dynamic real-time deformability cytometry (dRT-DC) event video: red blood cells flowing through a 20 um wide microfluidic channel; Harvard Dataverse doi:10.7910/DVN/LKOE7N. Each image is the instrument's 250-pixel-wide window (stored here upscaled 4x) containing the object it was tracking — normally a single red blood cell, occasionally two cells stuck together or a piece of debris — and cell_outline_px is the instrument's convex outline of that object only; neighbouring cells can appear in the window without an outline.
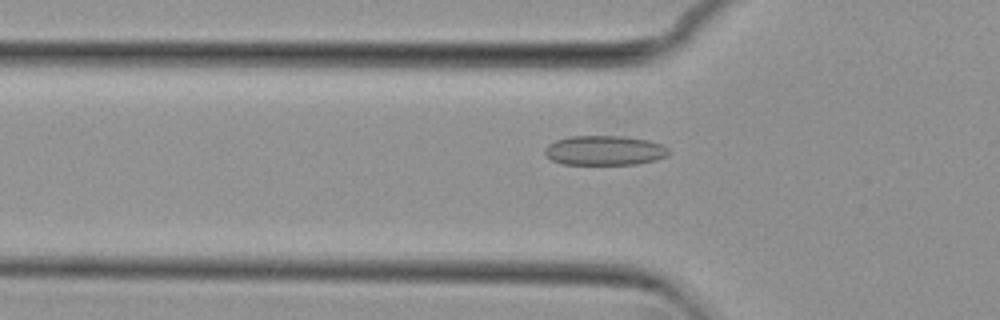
{"species": "common noctule bat (a hibernating species)", "species_latin": "Nyctalus noctula", "temperature_condition": "cold", "stored_images_in_passage": 39, "camera_frame_rate_fps": 3000, "um_per_image_px": 0.085, "animal": {"sex": "female", "body_mass_g": 29.2, "forearm_length_mm": 56.3}, "frame": {"image": 1, "passage_image": 2, "time_ms": 0.333, "image_size_px": [1000, 320], "cell_outline_px": [[668, 156], [656, 160], [636, 164], [564, 164], [552, 160], [544, 152], [544, 148], [548, 144], [556, 140], [568, 136], [624, 136], [648, 140], [660, 144], [668, 148]], "centroid_in_image_um": [51.38, 12.78], "position_along_channel_um": 74.4, "area_um2": 21.39}}
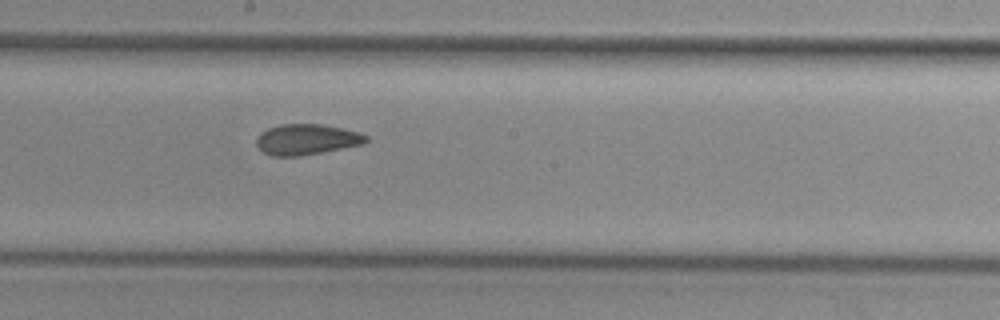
{"frame": {"image": 2, "passage_image": 14, "time_ms": 4.333, "image_size_px": [1000, 320], "cell_outline_px": [[368, 140], [360, 144], [300, 156], [272, 156], [264, 152], [256, 144], [256, 140], [268, 128], [280, 124], [320, 124], [340, 128], [356, 132], [368, 136]], "centroid_in_image_um": [26.03, 11.85], "position_along_channel_um": 222.2, "area_um2": 19.02}}
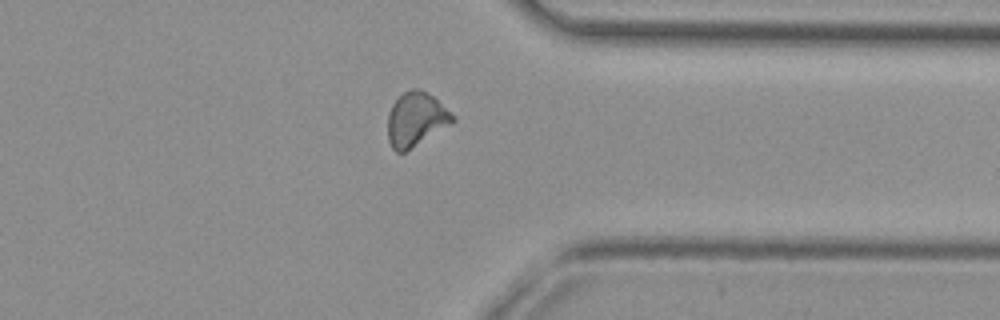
{"frame": {"image": 3, "passage_image": 27, "time_ms": 8.667, "image_size_px": [1000, 320], "cell_outline_px": [[456, 120], [452, 124], [404, 152], [396, 152], [392, 148], [388, 140], [388, 112], [392, 104], [404, 92], [412, 88], [420, 88], [432, 96], [456, 116]], "centroid_in_image_um": [35.36, 10.14], "position_along_channel_um": 376.0, "area_um2": 20.4}, "authors_computed_cell_mechanics": {"area_um2": 19.8254, "velocity_mm_per_s": 3.6839, "shape_relaxation_time_tau1_ms": 11.1741, "shape_relaxation_time_tau2_ms": 2.2738, "deformation_change_tau1": 0.1592, "deformation_change_tau2": 0.0742}}